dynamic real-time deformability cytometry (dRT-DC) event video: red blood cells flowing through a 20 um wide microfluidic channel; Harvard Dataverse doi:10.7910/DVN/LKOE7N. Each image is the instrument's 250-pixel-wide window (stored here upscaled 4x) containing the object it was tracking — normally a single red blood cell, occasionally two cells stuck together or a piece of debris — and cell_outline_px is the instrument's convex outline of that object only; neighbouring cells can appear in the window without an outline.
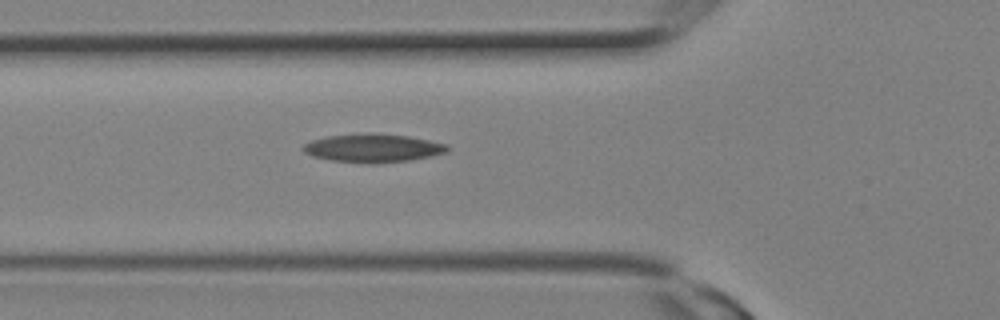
{"species": "Egyptian fruit bat (a non-hibernating species)", "species_latin": "Rousettus aegyptiacus", "temperature_condition": "room temperature", "stored_images_in_passage": 2, "camera_frame_rate_fps": 3000, "um_per_image_px": 0.085, "animal": {"sex": "female"}, "frame": {"image": 1, "passage_image": 2, "time_ms": 0.333, "image_size_px": [1000, 320], "cell_outline_px": [[448, 152], [432, 156], [412, 160], [376, 164], [368, 164], [332, 160], [312, 156], [304, 152], [300, 148], [304, 144], [312, 140], [328, 136], [368, 132], [372, 132], [408, 136], [448, 144]], "centroid_in_image_um": [31.71, 12.59], "position_along_channel_um": 94.1, "area_um2": 24.22}}